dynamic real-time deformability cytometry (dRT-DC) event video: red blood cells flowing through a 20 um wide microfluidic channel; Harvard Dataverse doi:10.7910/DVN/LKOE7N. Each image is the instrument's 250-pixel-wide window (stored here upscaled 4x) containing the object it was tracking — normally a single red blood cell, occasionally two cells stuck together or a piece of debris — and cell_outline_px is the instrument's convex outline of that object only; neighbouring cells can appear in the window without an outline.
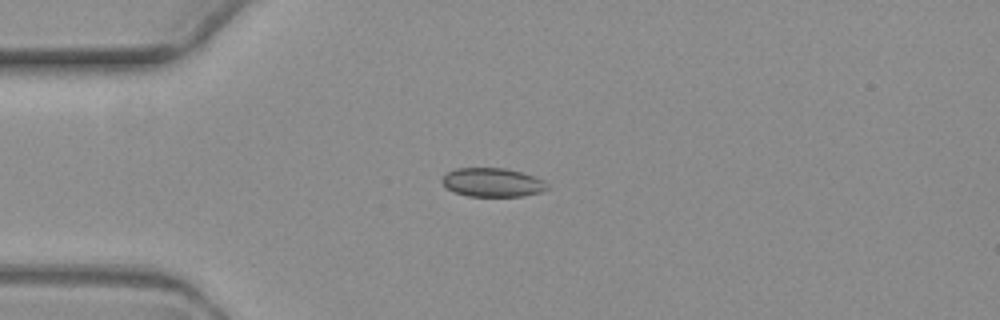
{"species": "common noctule bat (a hibernating species)", "species_latin": "Nyctalus noctula", "temperature_condition": "warm", "stored_images_in_passage": 6, "camera_frame_rate_fps": 3000, "um_per_image_px": 0.085, "animal": {"sex": "female", "body_mass_g": 19.3, "forearm_length_mm": 54.1}, "frame": {"image": 1, "passage_image": 1, "time_ms": 0.0, "image_size_px": [1000, 320], "cell_outline_px": [[548, 188], [540, 192], [524, 196], [468, 196], [456, 192], [448, 188], [440, 180], [448, 172], [456, 168], [508, 168], [544, 180], [548, 184]], "centroid_in_image_um": [41.88, 15.5], "position_along_channel_um": 43.1, "area_um2": 17.51}}
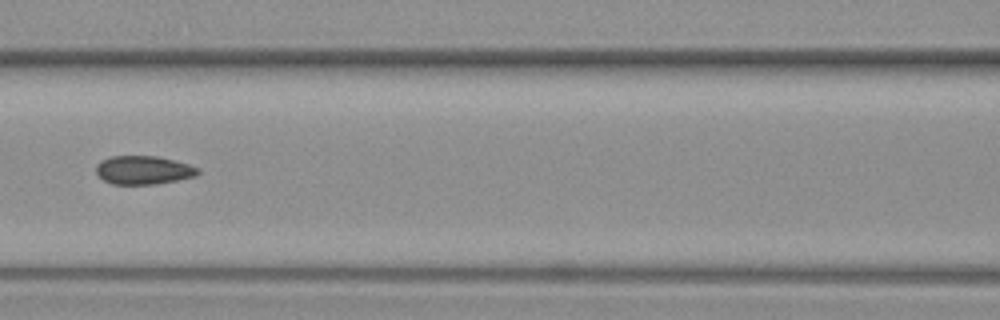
{"frame": {"image": 2, "passage_image": 4, "time_ms": 3.667, "image_size_px": [1000, 320], "cell_outline_px": [[200, 172], [196, 176], [156, 184], [112, 184], [104, 180], [96, 172], [96, 164], [100, 160], [112, 156], [156, 156], [176, 160], [200, 168]], "centroid_in_image_um": [12.2, 14.45], "position_along_channel_um": 154.4, "area_um2": 16.99}}
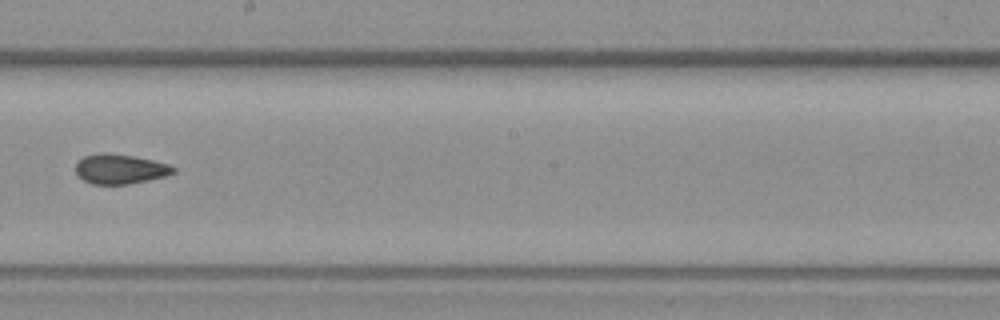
{"frame": {"image": 3, "passage_image": 6, "time_ms": 6.0, "image_size_px": [1000, 320], "cell_outline_px": [[176, 172], [168, 176], [128, 184], [92, 184], [76, 176], [76, 164], [84, 156], [104, 152], [132, 156], [152, 160], [168, 164], [176, 168]], "centroid_in_image_um": [10.22, 14.37], "position_along_channel_um": 238.0, "area_um2": 16.94}}